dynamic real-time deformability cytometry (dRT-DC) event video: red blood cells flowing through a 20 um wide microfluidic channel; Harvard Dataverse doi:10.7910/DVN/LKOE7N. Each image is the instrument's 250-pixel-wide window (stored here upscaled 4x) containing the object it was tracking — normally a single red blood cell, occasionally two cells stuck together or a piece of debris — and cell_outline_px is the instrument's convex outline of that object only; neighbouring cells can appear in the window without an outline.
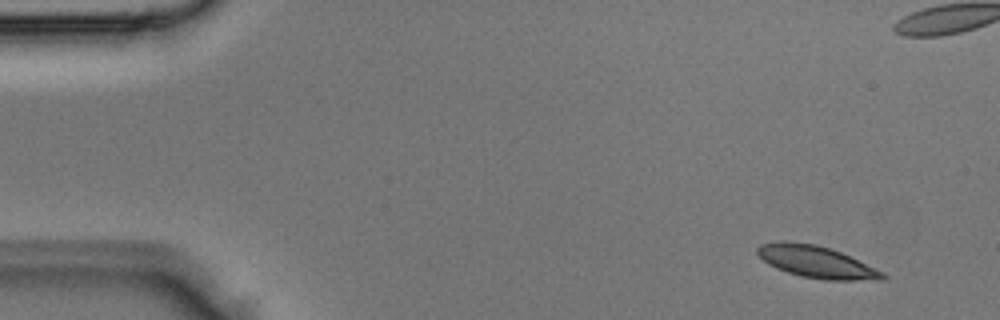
{"species": "Egyptian fruit bat (a non-hibernating species)", "species_latin": "Rousettus aegyptiacus", "temperature_condition": "room temperature", "stored_images_in_passage": 4, "camera_frame_rate_fps": 3000, "um_per_image_px": 0.085, "animal": {"sex": "male"}, "frame": {"image": 1, "passage_image": 1, "time_ms": 0.0, "image_size_px": [1000, 320], "cell_outline_px": [[888, 276], [884, 280], [824, 280], [800, 276], [776, 268], [768, 264], [756, 252], [756, 248], [760, 244], [780, 240], [784, 240], [816, 244], [840, 252], [884, 272]], "centroid_in_image_um": [69.38, 22.26], "position_along_channel_um": 15.6, "area_um2": 23.35}}
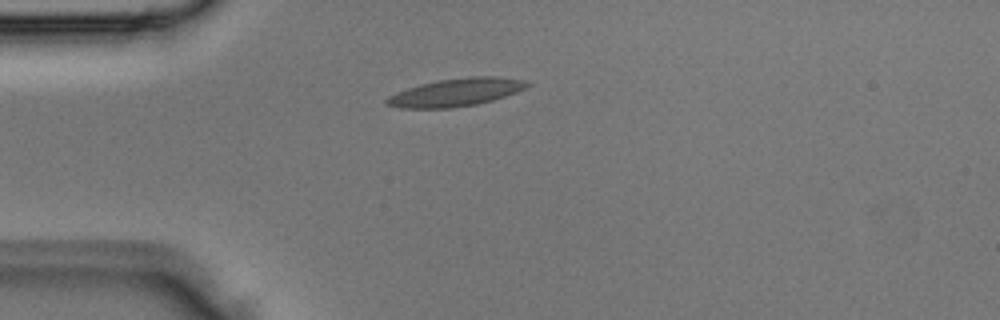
{"frame": {"image": 2, "passage_image": 4, "time_ms": 1.0, "image_size_px": [1000, 320], "cell_outline_px": [[532, 84], [516, 92], [492, 100], [476, 104], [452, 108], [400, 108], [384, 104], [384, 100], [388, 96], [396, 92], [420, 84], [440, 80], [472, 76], [496, 76], [528, 80]], "centroid_in_image_um": [38.75, 7.84], "position_along_channel_um": 46.3, "area_um2": 22.83}}